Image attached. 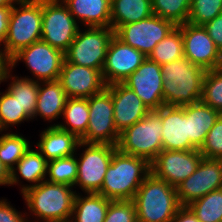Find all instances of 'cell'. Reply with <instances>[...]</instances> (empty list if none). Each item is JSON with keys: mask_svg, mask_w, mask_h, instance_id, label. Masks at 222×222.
I'll use <instances>...</instances> for the list:
<instances>
[{"mask_svg": "<svg viewBox=\"0 0 222 222\" xmlns=\"http://www.w3.org/2000/svg\"><path fill=\"white\" fill-rule=\"evenodd\" d=\"M150 173L151 164L147 160L117 149L113 153L99 194L111 201L133 200Z\"/></svg>", "mask_w": 222, "mask_h": 222, "instance_id": "1", "label": "cell"}, {"mask_svg": "<svg viewBox=\"0 0 222 222\" xmlns=\"http://www.w3.org/2000/svg\"><path fill=\"white\" fill-rule=\"evenodd\" d=\"M167 106H186L201 100L206 70L186 57L161 65Z\"/></svg>", "mask_w": 222, "mask_h": 222, "instance_id": "2", "label": "cell"}, {"mask_svg": "<svg viewBox=\"0 0 222 222\" xmlns=\"http://www.w3.org/2000/svg\"><path fill=\"white\" fill-rule=\"evenodd\" d=\"M133 201L137 222H171L181 207L176 188L152 172L137 190Z\"/></svg>", "mask_w": 222, "mask_h": 222, "instance_id": "3", "label": "cell"}, {"mask_svg": "<svg viewBox=\"0 0 222 222\" xmlns=\"http://www.w3.org/2000/svg\"><path fill=\"white\" fill-rule=\"evenodd\" d=\"M72 188L45 180L22 194L29 210L43 222H70L77 194Z\"/></svg>", "mask_w": 222, "mask_h": 222, "instance_id": "4", "label": "cell"}, {"mask_svg": "<svg viewBox=\"0 0 222 222\" xmlns=\"http://www.w3.org/2000/svg\"><path fill=\"white\" fill-rule=\"evenodd\" d=\"M13 5L4 42V56L9 61L16 53L42 36V0H17Z\"/></svg>", "mask_w": 222, "mask_h": 222, "instance_id": "5", "label": "cell"}, {"mask_svg": "<svg viewBox=\"0 0 222 222\" xmlns=\"http://www.w3.org/2000/svg\"><path fill=\"white\" fill-rule=\"evenodd\" d=\"M162 130L161 117L155 111H150L120 133L117 149L122 153L143 158L151 164L163 150Z\"/></svg>", "mask_w": 222, "mask_h": 222, "instance_id": "6", "label": "cell"}, {"mask_svg": "<svg viewBox=\"0 0 222 222\" xmlns=\"http://www.w3.org/2000/svg\"><path fill=\"white\" fill-rule=\"evenodd\" d=\"M114 35L115 31L111 27L93 26L84 32L79 29L70 47L64 52L65 60L101 72Z\"/></svg>", "mask_w": 222, "mask_h": 222, "instance_id": "7", "label": "cell"}, {"mask_svg": "<svg viewBox=\"0 0 222 222\" xmlns=\"http://www.w3.org/2000/svg\"><path fill=\"white\" fill-rule=\"evenodd\" d=\"M89 122L86 133L80 138L83 143L111 144L116 146L120 133L113 115L111 85L88 98Z\"/></svg>", "mask_w": 222, "mask_h": 222, "instance_id": "8", "label": "cell"}, {"mask_svg": "<svg viewBox=\"0 0 222 222\" xmlns=\"http://www.w3.org/2000/svg\"><path fill=\"white\" fill-rule=\"evenodd\" d=\"M79 28L76 19L62 0H42L41 40L65 52Z\"/></svg>", "mask_w": 222, "mask_h": 222, "instance_id": "9", "label": "cell"}, {"mask_svg": "<svg viewBox=\"0 0 222 222\" xmlns=\"http://www.w3.org/2000/svg\"><path fill=\"white\" fill-rule=\"evenodd\" d=\"M87 147L81 157L77 159V179L85 193H99L104 182L105 174L117 146L111 144L83 143L78 147Z\"/></svg>", "mask_w": 222, "mask_h": 222, "instance_id": "10", "label": "cell"}, {"mask_svg": "<svg viewBox=\"0 0 222 222\" xmlns=\"http://www.w3.org/2000/svg\"><path fill=\"white\" fill-rule=\"evenodd\" d=\"M64 59L63 51L39 40L16 53L9 60V68L23 60L37 80L55 81L59 78Z\"/></svg>", "mask_w": 222, "mask_h": 222, "instance_id": "11", "label": "cell"}, {"mask_svg": "<svg viewBox=\"0 0 222 222\" xmlns=\"http://www.w3.org/2000/svg\"><path fill=\"white\" fill-rule=\"evenodd\" d=\"M175 27L171 21L153 14L144 20L121 25L115 35L148 57L157 43Z\"/></svg>", "mask_w": 222, "mask_h": 222, "instance_id": "12", "label": "cell"}, {"mask_svg": "<svg viewBox=\"0 0 222 222\" xmlns=\"http://www.w3.org/2000/svg\"><path fill=\"white\" fill-rule=\"evenodd\" d=\"M222 188V159L204 158L196 171L182 181L176 192L181 206Z\"/></svg>", "mask_w": 222, "mask_h": 222, "instance_id": "13", "label": "cell"}, {"mask_svg": "<svg viewBox=\"0 0 222 222\" xmlns=\"http://www.w3.org/2000/svg\"><path fill=\"white\" fill-rule=\"evenodd\" d=\"M202 159L199 149L162 150L151 163V172L176 188L196 171Z\"/></svg>", "mask_w": 222, "mask_h": 222, "instance_id": "14", "label": "cell"}, {"mask_svg": "<svg viewBox=\"0 0 222 222\" xmlns=\"http://www.w3.org/2000/svg\"><path fill=\"white\" fill-rule=\"evenodd\" d=\"M178 27L182 31L184 57L206 71L222 67V53L203 25L187 22Z\"/></svg>", "mask_w": 222, "mask_h": 222, "instance_id": "15", "label": "cell"}, {"mask_svg": "<svg viewBox=\"0 0 222 222\" xmlns=\"http://www.w3.org/2000/svg\"><path fill=\"white\" fill-rule=\"evenodd\" d=\"M122 83L133 90L150 111H156L165 105L161 65L148 57Z\"/></svg>", "mask_w": 222, "mask_h": 222, "instance_id": "16", "label": "cell"}, {"mask_svg": "<svg viewBox=\"0 0 222 222\" xmlns=\"http://www.w3.org/2000/svg\"><path fill=\"white\" fill-rule=\"evenodd\" d=\"M147 57L121 41L116 35L111 39L101 71L105 85L122 83L136 71Z\"/></svg>", "mask_w": 222, "mask_h": 222, "instance_id": "17", "label": "cell"}, {"mask_svg": "<svg viewBox=\"0 0 222 222\" xmlns=\"http://www.w3.org/2000/svg\"><path fill=\"white\" fill-rule=\"evenodd\" d=\"M58 81L68 98H89L106 87L99 70L67 62L65 59Z\"/></svg>", "mask_w": 222, "mask_h": 222, "instance_id": "18", "label": "cell"}, {"mask_svg": "<svg viewBox=\"0 0 222 222\" xmlns=\"http://www.w3.org/2000/svg\"><path fill=\"white\" fill-rule=\"evenodd\" d=\"M162 121L163 150H195L197 149L188 136V105L167 106L155 111Z\"/></svg>", "mask_w": 222, "mask_h": 222, "instance_id": "19", "label": "cell"}, {"mask_svg": "<svg viewBox=\"0 0 222 222\" xmlns=\"http://www.w3.org/2000/svg\"><path fill=\"white\" fill-rule=\"evenodd\" d=\"M111 95L115 127L119 133L150 112L135 92L123 83L111 84Z\"/></svg>", "mask_w": 222, "mask_h": 222, "instance_id": "20", "label": "cell"}, {"mask_svg": "<svg viewBox=\"0 0 222 222\" xmlns=\"http://www.w3.org/2000/svg\"><path fill=\"white\" fill-rule=\"evenodd\" d=\"M40 135L38 151L47 161L75 155L74 152L81 142L76 135L60 129L55 124L47 127Z\"/></svg>", "mask_w": 222, "mask_h": 222, "instance_id": "21", "label": "cell"}, {"mask_svg": "<svg viewBox=\"0 0 222 222\" xmlns=\"http://www.w3.org/2000/svg\"><path fill=\"white\" fill-rule=\"evenodd\" d=\"M74 18L88 27L111 26V0H62Z\"/></svg>", "mask_w": 222, "mask_h": 222, "instance_id": "22", "label": "cell"}, {"mask_svg": "<svg viewBox=\"0 0 222 222\" xmlns=\"http://www.w3.org/2000/svg\"><path fill=\"white\" fill-rule=\"evenodd\" d=\"M221 115L201 100L188 105V136L197 149L204 144L208 132Z\"/></svg>", "mask_w": 222, "mask_h": 222, "instance_id": "23", "label": "cell"}, {"mask_svg": "<svg viewBox=\"0 0 222 222\" xmlns=\"http://www.w3.org/2000/svg\"><path fill=\"white\" fill-rule=\"evenodd\" d=\"M41 83H43V87L39 81L35 116L52 121L62 115L68 96L58 80Z\"/></svg>", "mask_w": 222, "mask_h": 222, "instance_id": "24", "label": "cell"}, {"mask_svg": "<svg viewBox=\"0 0 222 222\" xmlns=\"http://www.w3.org/2000/svg\"><path fill=\"white\" fill-rule=\"evenodd\" d=\"M47 162L46 158L39 151L29 148L24 156L16 163L17 168H13L10 171V185L19 182V177H17V173L19 172L24 180L35 183L28 186L22 185L21 193L31 186H37L42 181H45Z\"/></svg>", "mask_w": 222, "mask_h": 222, "instance_id": "25", "label": "cell"}, {"mask_svg": "<svg viewBox=\"0 0 222 222\" xmlns=\"http://www.w3.org/2000/svg\"><path fill=\"white\" fill-rule=\"evenodd\" d=\"M153 15L152 0H111V28L144 20Z\"/></svg>", "mask_w": 222, "mask_h": 222, "instance_id": "26", "label": "cell"}, {"mask_svg": "<svg viewBox=\"0 0 222 222\" xmlns=\"http://www.w3.org/2000/svg\"><path fill=\"white\" fill-rule=\"evenodd\" d=\"M110 201L99 193L76 194L70 222H104Z\"/></svg>", "mask_w": 222, "mask_h": 222, "instance_id": "27", "label": "cell"}, {"mask_svg": "<svg viewBox=\"0 0 222 222\" xmlns=\"http://www.w3.org/2000/svg\"><path fill=\"white\" fill-rule=\"evenodd\" d=\"M62 115L66 119V125L56 124V126L80 139L86 133L89 122L88 98H68Z\"/></svg>", "mask_w": 222, "mask_h": 222, "instance_id": "28", "label": "cell"}, {"mask_svg": "<svg viewBox=\"0 0 222 222\" xmlns=\"http://www.w3.org/2000/svg\"><path fill=\"white\" fill-rule=\"evenodd\" d=\"M184 57L182 31L176 26L168 35L161 40L148 58L159 65L170 63Z\"/></svg>", "mask_w": 222, "mask_h": 222, "instance_id": "29", "label": "cell"}, {"mask_svg": "<svg viewBox=\"0 0 222 222\" xmlns=\"http://www.w3.org/2000/svg\"><path fill=\"white\" fill-rule=\"evenodd\" d=\"M7 91L20 103L21 108L32 118L35 117L36 102L38 99L39 81L31 78L11 77Z\"/></svg>", "mask_w": 222, "mask_h": 222, "instance_id": "30", "label": "cell"}, {"mask_svg": "<svg viewBox=\"0 0 222 222\" xmlns=\"http://www.w3.org/2000/svg\"><path fill=\"white\" fill-rule=\"evenodd\" d=\"M188 207L200 222H222V188L194 200Z\"/></svg>", "mask_w": 222, "mask_h": 222, "instance_id": "31", "label": "cell"}, {"mask_svg": "<svg viewBox=\"0 0 222 222\" xmlns=\"http://www.w3.org/2000/svg\"><path fill=\"white\" fill-rule=\"evenodd\" d=\"M30 142L16 133H7L0 136V161L11 171L16 163L29 150Z\"/></svg>", "mask_w": 222, "mask_h": 222, "instance_id": "32", "label": "cell"}, {"mask_svg": "<svg viewBox=\"0 0 222 222\" xmlns=\"http://www.w3.org/2000/svg\"><path fill=\"white\" fill-rule=\"evenodd\" d=\"M192 0H152V11L175 26L187 23Z\"/></svg>", "mask_w": 222, "mask_h": 222, "instance_id": "33", "label": "cell"}, {"mask_svg": "<svg viewBox=\"0 0 222 222\" xmlns=\"http://www.w3.org/2000/svg\"><path fill=\"white\" fill-rule=\"evenodd\" d=\"M47 175H49V179L46 180L48 182L73 187L77 179V158L72 155L48 161Z\"/></svg>", "mask_w": 222, "mask_h": 222, "instance_id": "34", "label": "cell"}, {"mask_svg": "<svg viewBox=\"0 0 222 222\" xmlns=\"http://www.w3.org/2000/svg\"><path fill=\"white\" fill-rule=\"evenodd\" d=\"M201 101L222 114V67L206 71Z\"/></svg>", "mask_w": 222, "mask_h": 222, "instance_id": "35", "label": "cell"}, {"mask_svg": "<svg viewBox=\"0 0 222 222\" xmlns=\"http://www.w3.org/2000/svg\"><path fill=\"white\" fill-rule=\"evenodd\" d=\"M0 96V131L7 130L9 125L19 124L25 120L32 119L25 111L21 108L17 98H14L8 91Z\"/></svg>", "mask_w": 222, "mask_h": 222, "instance_id": "36", "label": "cell"}, {"mask_svg": "<svg viewBox=\"0 0 222 222\" xmlns=\"http://www.w3.org/2000/svg\"><path fill=\"white\" fill-rule=\"evenodd\" d=\"M222 13V0H192L188 23L204 25Z\"/></svg>", "mask_w": 222, "mask_h": 222, "instance_id": "37", "label": "cell"}, {"mask_svg": "<svg viewBox=\"0 0 222 222\" xmlns=\"http://www.w3.org/2000/svg\"><path fill=\"white\" fill-rule=\"evenodd\" d=\"M104 222H137L134 201H110Z\"/></svg>", "mask_w": 222, "mask_h": 222, "instance_id": "38", "label": "cell"}, {"mask_svg": "<svg viewBox=\"0 0 222 222\" xmlns=\"http://www.w3.org/2000/svg\"><path fill=\"white\" fill-rule=\"evenodd\" d=\"M199 152L204 158L222 159V115L208 132Z\"/></svg>", "mask_w": 222, "mask_h": 222, "instance_id": "39", "label": "cell"}, {"mask_svg": "<svg viewBox=\"0 0 222 222\" xmlns=\"http://www.w3.org/2000/svg\"><path fill=\"white\" fill-rule=\"evenodd\" d=\"M203 27L206 29L209 37L214 41L215 46L222 53V13L213 20L205 23Z\"/></svg>", "mask_w": 222, "mask_h": 222, "instance_id": "40", "label": "cell"}, {"mask_svg": "<svg viewBox=\"0 0 222 222\" xmlns=\"http://www.w3.org/2000/svg\"><path fill=\"white\" fill-rule=\"evenodd\" d=\"M20 213L10 206L6 199L0 200V222H27Z\"/></svg>", "mask_w": 222, "mask_h": 222, "instance_id": "41", "label": "cell"}, {"mask_svg": "<svg viewBox=\"0 0 222 222\" xmlns=\"http://www.w3.org/2000/svg\"><path fill=\"white\" fill-rule=\"evenodd\" d=\"M12 9H13V6L0 7V45L2 43L4 45L7 32H8V23H9Z\"/></svg>", "mask_w": 222, "mask_h": 222, "instance_id": "42", "label": "cell"}, {"mask_svg": "<svg viewBox=\"0 0 222 222\" xmlns=\"http://www.w3.org/2000/svg\"><path fill=\"white\" fill-rule=\"evenodd\" d=\"M171 222H200L188 206H181Z\"/></svg>", "mask_w": 222, "mask_h": 222, "instance_id": "43", "label": "cell"}, {"mask_svg": "<svg viewBox=\"0 0 222 222\" xmlns=\"http://www.w3.org/2000/svg\"><path fill=\"white\" fill-rule=\"evenodd\" d=\"M10 71L9 61L4 56L2 49H0V83L9 78Z\"/></svg>", "mask_w": 222, "mask_h": 222, "instance_id": "44", "label": "cell"}, {"mask_svg": "<svg viewBox=\"0 0 222 222\" xmlns=\"http://www.w3.org/2000/svg\"><path fill=\"white\" fill-rule=\"evenodd\" d=\"M0 185H10V171L0 161Z\"/></svg>", "mask_w": 222, "mask_h": 222, "instance_id": "45", "label": "cell"}, {"mask_svg": "<svg viewBox=\"0 0 222 222\" xmlns=\"http://www.w3.org/2000/svg\"><path fill=\"white\" fill-rule=\"evenodd\" d=\"M17 0H0V7L13 6Z\"/></svg>", "mask_w": 222, "mask_h": 222, "instance_id": "46", "label": "cell"}]
</instances>
